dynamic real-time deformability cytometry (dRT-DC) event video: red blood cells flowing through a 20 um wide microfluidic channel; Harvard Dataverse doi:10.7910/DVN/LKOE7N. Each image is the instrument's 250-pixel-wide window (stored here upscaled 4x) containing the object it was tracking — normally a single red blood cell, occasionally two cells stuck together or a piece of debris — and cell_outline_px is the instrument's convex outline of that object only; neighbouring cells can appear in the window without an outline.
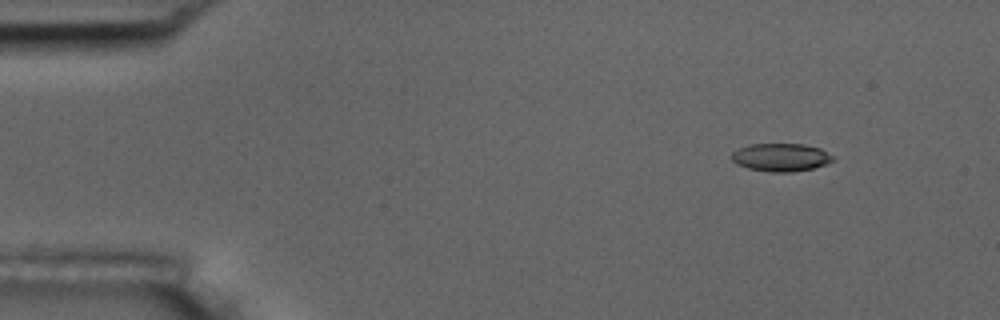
{"species": "common noctule bat (a hibernating species)", "species_latin": "Nyctalus noctula", "temperature_condition": "room temperature", "stored_images_in_passage": 4, "camera_frame_rate_fps": 3000, "um_per_image_px": 0.085, "animal": {"sex": "male", "body_mass_g": 17.5, "forearm_length_mm": 52.3}, "frame": {"image": 1, "passage_image": 2, "time_ms": 1.333, "image_size_px": [1000, 320], "cell_outline_px": [[836, 160], [828, 164], [812, 168], [792, 172], [768, 172], [748, 168], [736, 164], [732, 160], [732, 152], [748, 144], [804, 144], [820, 148], [832, 156]], "centroid_in_image_um": [66.38, 13.38], "position_along_channel_um": 18.6, "area_um2": 16.59}}